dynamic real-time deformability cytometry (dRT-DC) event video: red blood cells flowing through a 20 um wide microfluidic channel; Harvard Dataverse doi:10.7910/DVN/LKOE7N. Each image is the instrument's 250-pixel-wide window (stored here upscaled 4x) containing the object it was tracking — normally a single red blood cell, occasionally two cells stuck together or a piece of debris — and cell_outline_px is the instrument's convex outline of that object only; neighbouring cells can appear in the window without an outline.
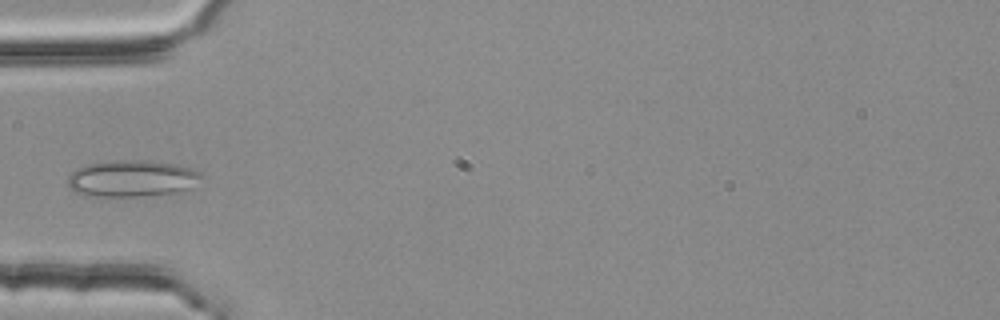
{"species": "common noctule bat (a hibernating species)", "species_latin": "Nyctalus noctula", "temperature_condition": "room temperature", "stored_images_in_passage": 4, "camera_frame_rate_fps": 3000, "um_per_image_px": 0.085, "animal": {"sex": "female", "body_mass_g": 25.1}, "frame": {"image": 1, "passage_image": 4, "time_ms": 1.0, "image_size_px": [1000, 320], "cell_outline_px": [[204, 176], [192, 188], [184, 192], [144, 196], [84, 196], [68, 188], [68, 176], [76, 168], [88, 164], [116, 160], [144, 160], [176, 164], [192, 168], [200, 172]], "centroid_in_image_um": [11.25, 15.18], "position_along_channel_um": 73.7, "area_um2": 29.02}}